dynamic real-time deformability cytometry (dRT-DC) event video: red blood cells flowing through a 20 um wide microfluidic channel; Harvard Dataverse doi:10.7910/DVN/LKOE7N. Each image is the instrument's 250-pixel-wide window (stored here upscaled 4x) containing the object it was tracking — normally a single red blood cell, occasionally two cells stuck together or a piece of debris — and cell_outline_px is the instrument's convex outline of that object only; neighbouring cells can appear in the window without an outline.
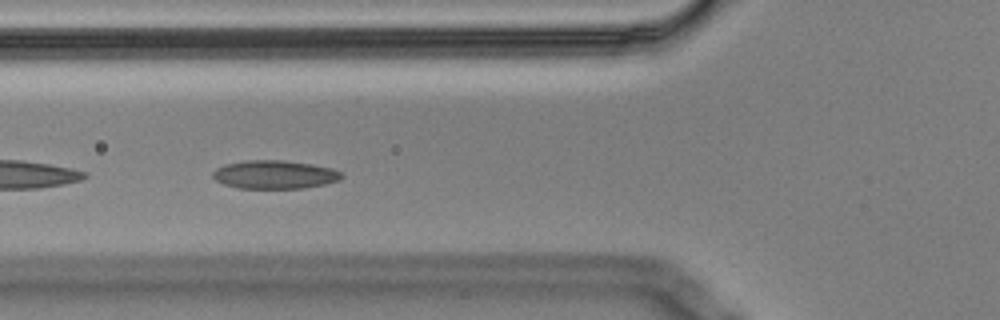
{"species": "Egyptian fruit bat (a non-hibernating species)", "species_latin": "Rousettus aegyptiacus", "temperature_condition": "cold", "stored_images_in_passage": 5, "camera_frame_rate_fps": 3000, "um_per_image_px": 0.085, "animal": {"sex": "male"}, "frame": {"image": 1, "passage_image": 4, "time_ms": 1.0, "image_size_px": [1000, 320], "cell_outline_px": [[344, 176], [340, 180], [324, 184], [300, 188], [240, 188], [224, 184], [216, 180], [212, 176], [212, 172], [216, 168], [224, 164], [248, 160], [284, 160], [312, 164], [332, 168], [340, 172]], "centroid_in_image_um": [23.34, 14.83], "position_along_channel_um": 102.5, "area_um2": 21.27}}